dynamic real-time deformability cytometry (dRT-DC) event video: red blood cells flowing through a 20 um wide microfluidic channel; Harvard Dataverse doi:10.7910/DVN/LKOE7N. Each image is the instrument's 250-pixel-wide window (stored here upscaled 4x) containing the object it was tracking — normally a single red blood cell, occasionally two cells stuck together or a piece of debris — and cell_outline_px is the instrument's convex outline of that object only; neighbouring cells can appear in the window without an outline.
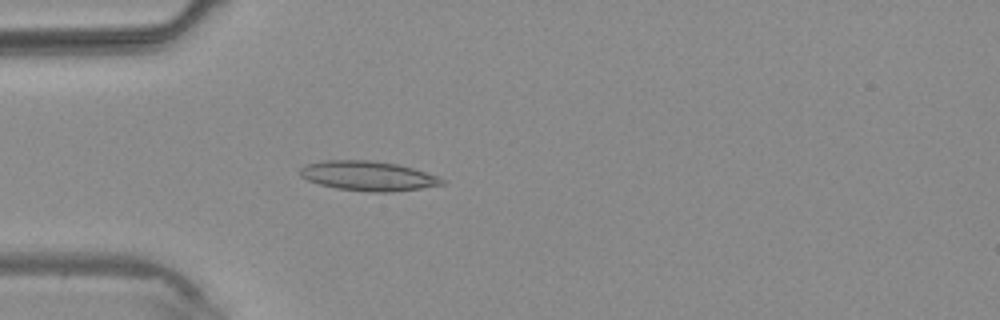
{"species": "common noctule bat (a hibernating species)", "species_latin": "Nyctalus noctula", "temperature_condition": "warm", "stored_images_in_passage": 4, "camera_frame_rate_fps": 3000, "um_per_image_px": 0.085, "animal": {"sex": "male", "body_mass_g": 20.4}, "frame": {"image": 1, "passage_image": 4, "time_ms": 3.667, "image_size_px": [1000, 320], "cell_outline_px": [[444, 184], [420, 188], [388, 192], [368, 192], [336, 188], [320, 184], [308, 180], [300, 176], [300, 168], [308, 164], [324, 160], [368, 160], [396, 164], [412, 168], [436, 176], [444, 180]], "centroid_in_image_um": [31.25, 14.95], "position_along_channel_um": 53.8, "area_um2": 24.16}}